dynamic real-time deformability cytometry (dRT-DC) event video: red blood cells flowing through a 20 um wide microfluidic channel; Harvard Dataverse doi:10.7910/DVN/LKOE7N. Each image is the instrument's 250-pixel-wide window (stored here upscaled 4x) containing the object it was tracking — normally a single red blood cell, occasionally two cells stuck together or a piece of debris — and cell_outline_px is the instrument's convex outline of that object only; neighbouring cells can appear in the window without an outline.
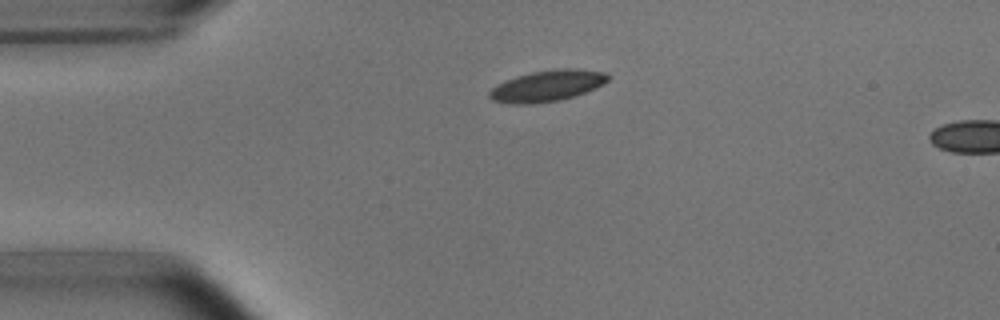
{"species": "common noctule bat (a hibernating species)", "species_latin": "Nyctalus noctula", "temperature_condition": "room temperature", "stored_images_in_passage": 2, "camera_frame_rate_fps": 3000, "um_per_image_px": 0.085, "animal": {"sex": "male", "body_mass_g": 15.6}, "frame": {"image": 1, "passage_image": 1, "time_ms": 0.0, "image_size_px": [1000, 320], "cell_outline_px": [[612, 76], [604, 84], [596, 88], [572, 96], [556, 100], [532, 104], [512, 104], [492, 100], [488, 96], [488, 92], [496, 84], [516, 76], [532, 72], [560, 68], [576, 68], [604, 72]], "centroid_in_image_um": [46.51, 7.28], "position_along_channel_um": 38.5, "area_um2": 21.5}}